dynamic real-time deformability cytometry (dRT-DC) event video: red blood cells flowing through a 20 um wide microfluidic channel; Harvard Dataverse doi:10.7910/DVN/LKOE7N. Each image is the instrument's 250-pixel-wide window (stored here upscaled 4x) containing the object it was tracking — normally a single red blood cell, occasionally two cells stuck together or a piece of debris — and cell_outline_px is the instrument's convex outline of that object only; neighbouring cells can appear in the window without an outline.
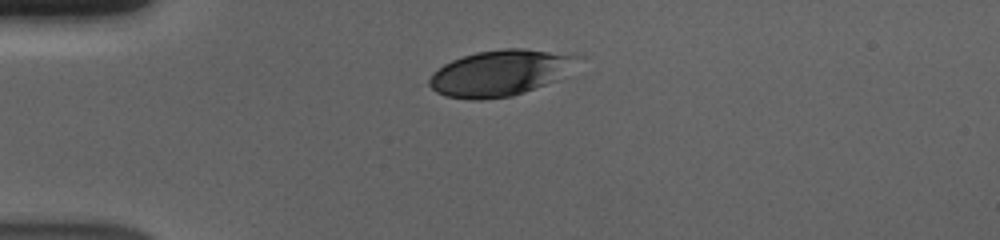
{"species": "human", "species_latin": "Homo sapiens", "temperature_condition": "cold", "stored_images_in_passage": 43, "camera_frame_rate_fps": 3000, "um_per_image_px": 0.085, "donor": {"sex": "male"}, "frame": {"image": 1, "passage_image": 1, "time_ms": 0.0, "image_size_px": [1000, 240], "cell_outline_px": [[584, 56], [556, 80], [524, 92], [512, 96], [480, 100], [472, 100], [444, 96], [436, 92], [428, 84], [428, 80], [432, 72], [444, 64], [452, 60], [476, 52], [504, 48], [524, 48]], "centroid_in_image_um": [42.46, 6.2], "position_along_channel_um": 42.5, "area_um2": 39.59}}
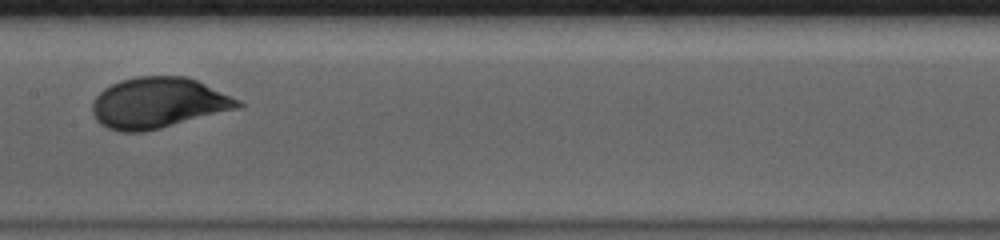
{"frame": {"image": 2, "passage_image": 16, "time_ms": 5.0, "image_size_px": [1000, 240], "cell_outline_px": [[244, 104], [240, 108], [144, 132], [120, 132], [108, 128], [100, 124], [96, 120], [92, 112], [92, 104], [96, 96], [104, 88], [120, 80], [136, 76], [184, 76], [196, 80], [240, 100]], "centroid_in_image_um": [13.43, 8.75], "position_along_channel_um": 194.0, "area_um2": 43.0}}
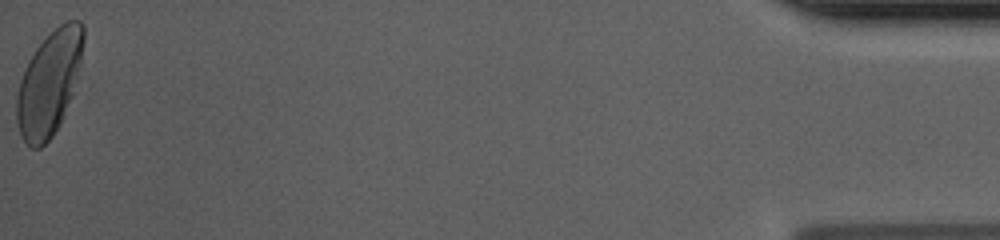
{"frame": {"image": 3, "passage_image": 43, "time_ms": 14.0, "image_size_px": [1000, 240], "cell_outline_px": [[84, 40], [80, 60], [72, 96], [60, 124], [52, 136], [40, 148], [28, 148], [20, 136], [16, 120], [16, 96], [20, 80], [28, 60], [36, 48], [60, 24], [68, 20], [80, 20], [84, 24]], "centroid_in_image_um": [4.16, 7.1], "position_along_channel_um": 431.0, "area_um2": 40.46}, "authors_computed_cell_mechanics": {"area_um2": 41.5582, "velocity_mm_per_s": 3.6601, "shape_relaxation_time_tau1_ms": 2.6513, "shape_relaxation_time_tau2_ms": null, "deformation_change_tau1": 0.1518, "deformation_change_tau2": null}}